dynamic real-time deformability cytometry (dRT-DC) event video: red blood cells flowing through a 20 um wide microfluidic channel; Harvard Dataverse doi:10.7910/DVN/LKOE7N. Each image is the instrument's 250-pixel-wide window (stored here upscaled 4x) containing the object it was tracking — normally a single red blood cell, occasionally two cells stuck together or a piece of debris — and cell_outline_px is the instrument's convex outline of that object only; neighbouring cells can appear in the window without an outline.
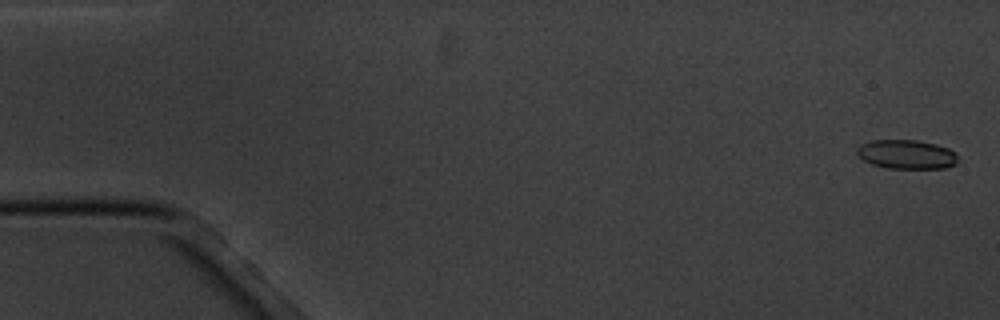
{"species": "common noctule bat (a hibernating species)", "species_latin": "Nyctalus noctula", "temperature_condition": "cold", "stored_images_in_passage": 5, "camera_frame_rate_fps": 3000, "um_per_image_px": 0.085, "animal": {"sex": "male", "body_mass_g": 20.1, "forearm_length_mm": 53.5}, "frame": {"image": 1, "passage_image": 1, "time_ms": 0.0, "image_size_px": [1000, 320], "cell_outline_px": [[956, 164], [944, 168], [888, 168], [872, 164], [864, 160], [856, 152], [856, 148], [860, 144], [872, 140], [916, 140], [936, 144], [948, 148], [956, 152]], "centroid_in_image_um": [77.05, 13.11], "position_along_channel_um": 8.0, "area_um2": 17.05}}
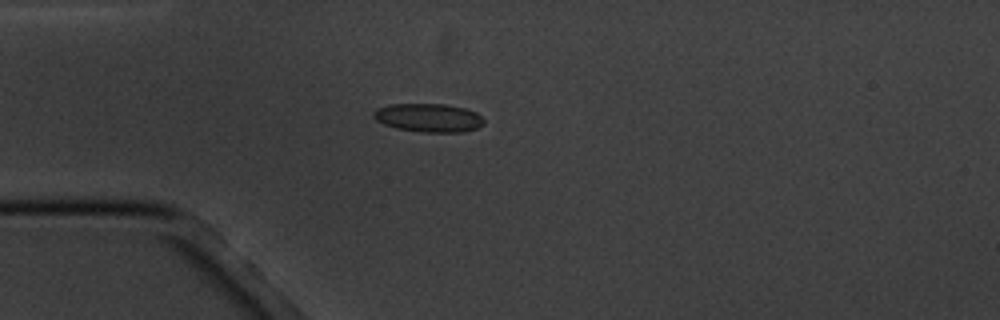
{"frame": {"image": 2, "passage_image": 5, "time_ms": 4.667, "image_size_px": [1000, 320], "cell_outline_px": [[484, 124], [476, 128], [464, 132], [424, 132], [396, 128], [384, 124], [376, 120], [372, 116], [372, 112], [376, 108], [388, 104], [444, 104], [464, 108], [476, 112], [484, 120]], "centroid_in_image_um": [36.4, 10.0], "position_along_channel_um": 48.6, "area_um2": 18.38}}